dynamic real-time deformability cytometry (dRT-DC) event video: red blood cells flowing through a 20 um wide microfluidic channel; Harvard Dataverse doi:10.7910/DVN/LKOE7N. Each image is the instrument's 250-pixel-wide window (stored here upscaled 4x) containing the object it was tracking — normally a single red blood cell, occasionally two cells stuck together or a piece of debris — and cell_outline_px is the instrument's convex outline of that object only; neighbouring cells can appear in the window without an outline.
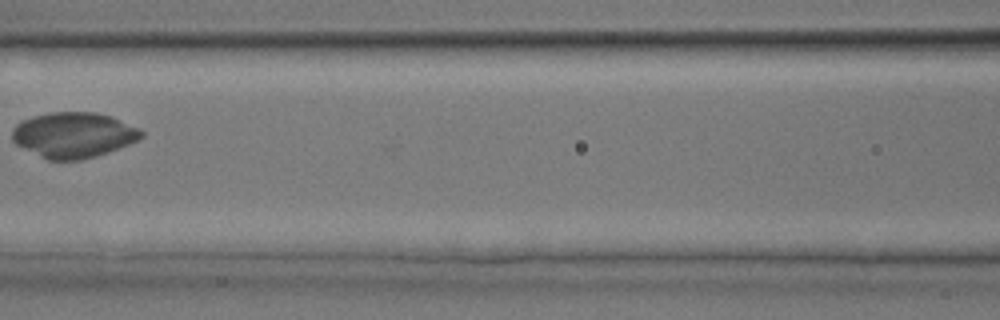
{"species": "common noctule bat (a hibernating species)", "species_latin": "Nyctalus noctula", "temperature_condition": "room temperature", "stored_images_in_passage": 24, "camera_frame_rate_fps": 3000, "um_per_image_px": 0.085, "animal": {"sex": "male", "body_mass_g": 17.9, "forearm_length_mm": 54.2}, "frame": {"image": 1, "passage_image": 8, "time_ms": 2.333, "image_size_px": [1000, 320], "cell_outline_px": [[144, 136], [128, 144], [108, 152], [96, 156], [80, 160], [48, 160], [16, 144], [12, 140], [12, 128], [16, 124], [32, 116], [52, 112], [96, 112], [112, 116], [140, 128], [144, 132]], "centroid_in_image_um": [6.26, 11.46], "position_along_channel_um": 160.3, "area_um2": 34.22}}
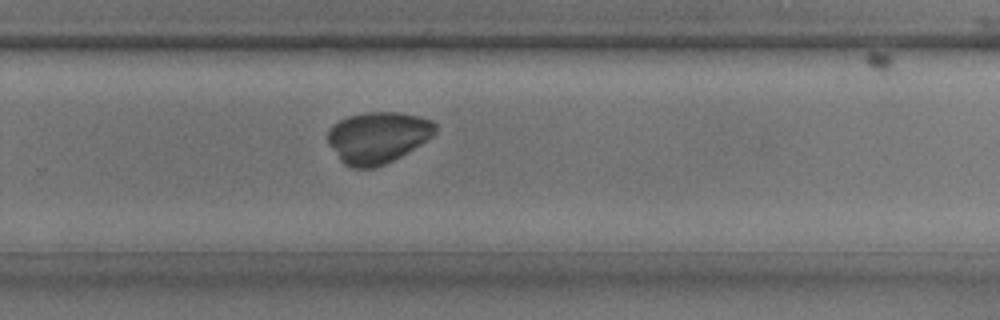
{"frame": {"image": 2, "passage_image": 15, "time_ms": 4.667, "image_size_px": [1000, 320], "cell_outline_px": [[436, 132], [432, 136], [420, 144], [400, 156], [384, 164], [372, 168], [352, 168], [344, 164], [340, 160], [328, 144], [328, 132], [332, 124], [348, 116], [364, 112], [396, 112], [420, 116], [432, 120], [436, 124]], "centroid_in_image_um": [32.09, 11.67], "position_along_channel_um": 297.7, "area_um2": 32.14}}
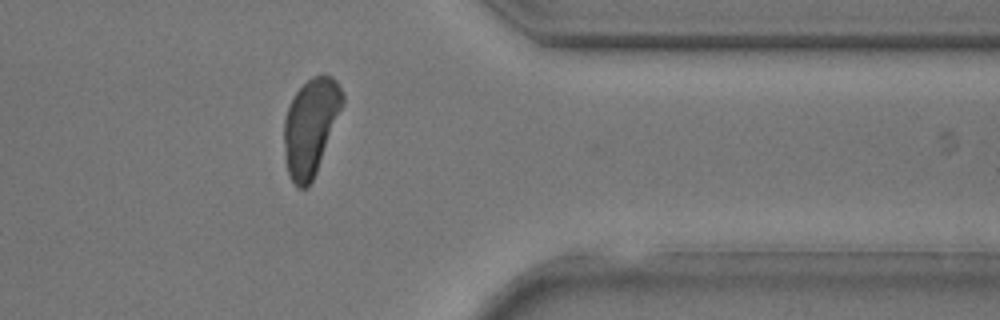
{"frame": {"image": 3, "passage_image": 20, "time_ms": 6.333, "image_size_px": [1000, 320], "cell_outline_px": [[344, 104], [316, 172], [308, 188], [296, 188], [288, 172], [284, 156], [284, 120], [288, 108], [296, 92], [312, 76], [324, 72], [332, 76], [336, 80], [344, 96]], "centroid_in_image_um": [26.41, 10.75], "position_along_channel_um": 385.0, "area_um2": 32.95}}